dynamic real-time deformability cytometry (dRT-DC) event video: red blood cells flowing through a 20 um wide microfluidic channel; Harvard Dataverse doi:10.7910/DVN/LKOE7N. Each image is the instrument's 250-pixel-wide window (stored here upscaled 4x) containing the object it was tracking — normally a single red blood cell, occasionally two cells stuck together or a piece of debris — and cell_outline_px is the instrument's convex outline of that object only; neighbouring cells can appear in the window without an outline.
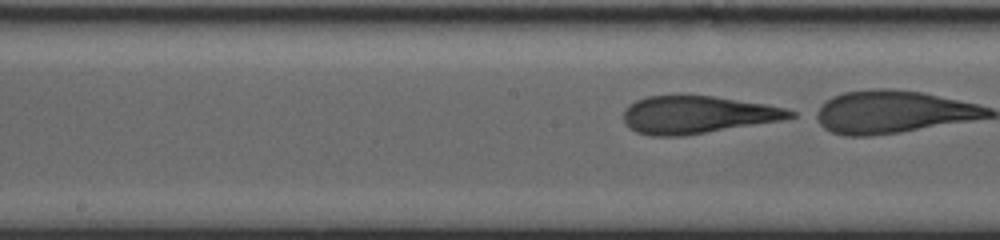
{"species": "human", "species_latin": "Homo sapiens", "temperature_condition": "warm", "stored_images_in_passage": 67, "segment_of_instrument_passage": [2, 2], "camera_frame_rate_fps": 3000, "um_per_image_px": 0.085, "donor": {"sex": "male"}, "frame": {"image": 1, "passage_image": 44, "time_ms": 11.0, "image_size_px": [1000, 240], "cell_outline_px": [[796, 116], [780, 120], [684, 136], [652, 136], [636, 132], [628, 128], [624, 120], [624, 108], [628, 104], [636, 100], [648, 96], [680, 92], [712, 96], [764, 104], [784, 108], [796, 112]], "centroid_in_image_um": [59.18, 9.72], "position_along_channel_um": 189.0, "area_um2": 37.11}}